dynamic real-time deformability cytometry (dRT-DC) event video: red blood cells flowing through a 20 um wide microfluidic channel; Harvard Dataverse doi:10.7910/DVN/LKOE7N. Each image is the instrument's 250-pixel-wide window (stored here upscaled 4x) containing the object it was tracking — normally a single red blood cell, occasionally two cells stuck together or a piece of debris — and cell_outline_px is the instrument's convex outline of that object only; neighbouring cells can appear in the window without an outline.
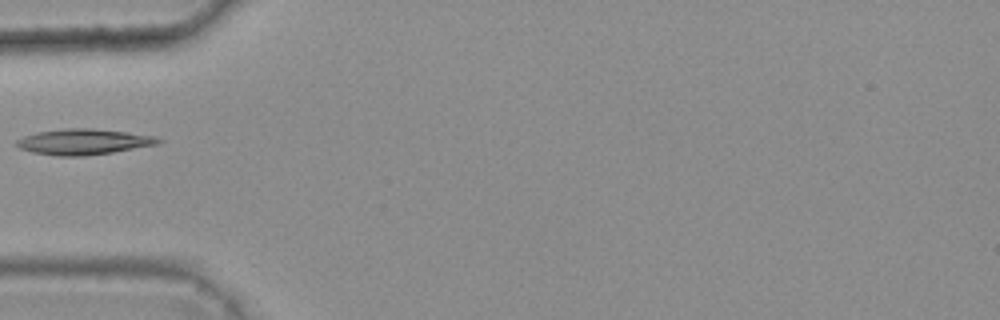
{"species": "common noctule bat (a hibernating species)", "species_latin": "Nyctalus noctula", "temperature_condition": "warm", "stored_images_in_passage": 2, "camera_frame_rate_fps": 3000, "um_per_image_px": 0.085, "animal": {"sex": "female", "body_mass_g": 25.1}, "frame": {"image": 1, "passage_image": 2, "time_ms": 0.333, "image_size_px": [1000, 320], "cell_outline_px": [[164, 140], [160, 144], [112, 152], [84, 156], [56, 156], [32, 152], [20, 148], [12, 144], [16, 140], [24, 136], [36, 132], [64, 128], [92, 128], [156, 136]], "centroid_in_image_um": [7.08, 12.05], "position_along_channel_um": 77.9, "area_um2": 21.39}}